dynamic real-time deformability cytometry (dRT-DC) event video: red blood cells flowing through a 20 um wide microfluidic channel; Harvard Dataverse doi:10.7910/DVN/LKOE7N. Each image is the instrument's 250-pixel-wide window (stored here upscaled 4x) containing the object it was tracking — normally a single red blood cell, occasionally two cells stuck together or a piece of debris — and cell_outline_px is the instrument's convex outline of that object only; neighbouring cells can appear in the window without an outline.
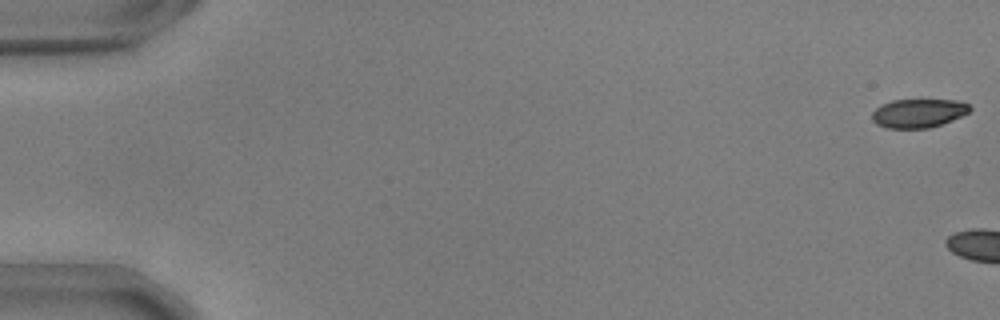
{"species": "common noctule bat (a hibernating species)", "species_latin": "Nyctalus noctula", "temperature_condition": "warm", "stored_images_in_passage": 5, "camera_frame_rate_fps": 3000, "um_per_image_px": 0.085, "animal": {"sex": "male", "body_mass_g": 17.9, "forearm_length_mm": 54.2}, "frame": {"image": 1, "passage_image": 1, "time_ms": 0.0, "image_size_px": [1000, 320], "cell_outline_px": [[972, 108], [968, 112], [952, 120], [928, 128], [888, 128], [876, 124], [872, 120], [872, 112], [876, 108], [892, 100], [956, 100], [968, 104]], "centroid_in_image_um": [78.05, 9.62], "position_along_channel_um": 7.0, "area_um2": 16.18}}